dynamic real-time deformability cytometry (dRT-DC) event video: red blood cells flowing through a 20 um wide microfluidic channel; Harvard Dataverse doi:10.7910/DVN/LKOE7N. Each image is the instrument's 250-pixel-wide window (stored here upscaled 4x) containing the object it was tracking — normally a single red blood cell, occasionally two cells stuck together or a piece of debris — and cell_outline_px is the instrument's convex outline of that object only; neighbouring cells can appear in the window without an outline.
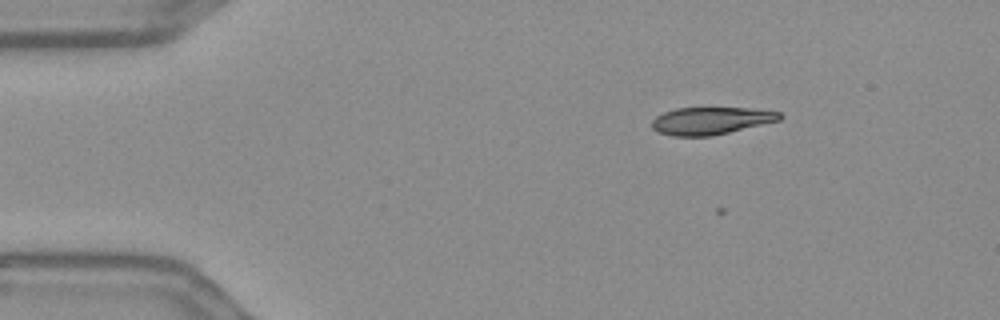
{"species": "Egyptian fruit bat (a non-hibernating species)", "species_latin": "Rousettus aegyptiacus", "temperature_condition": "warm", "stored_images_in_passage": 52, "camera_frame_rate_fps": 3000, "um_per_image_px": 0.085, "frame": {"image": 1, "passage_image": 4, "time_ms": 1.0, "image_size_px": [1000, 320], "cell_outline_px": [[784, 116], [780, 120], [712, 136], [672, 136], [656, 132], [652, 128], [652, 120], [656, 116], [664, 112], [676, 108], [752, 108], [780, 112]], "centroid_in_image_um": [60.41, 10.26], "position_along_channel_um": 24.6, "area_um2": 20.46}}
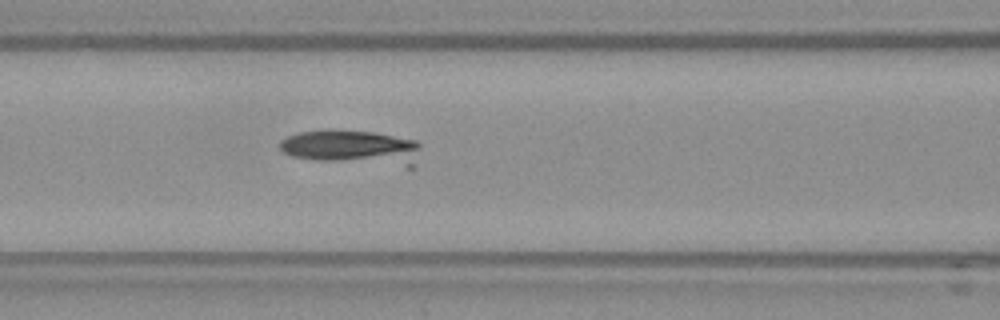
{"frame": {"image": 2, "passage_image": 19, "time_ms": 6.0, "image_size_px": [1000, 320], "cell_outline_px": [[420, 148], [412, 168], [408, 168], [316, 160], [292, 156], [284, 152], [280, 148], [280, 140], [288, 136], [300, 132], [328, 128], [332, 128], [372, 132], [416, 140], [420, 144]], "centroid_in_image_um": [29.95, 12.54], "position_along_channel_um": 136.7, "area_um2": 29.13}}
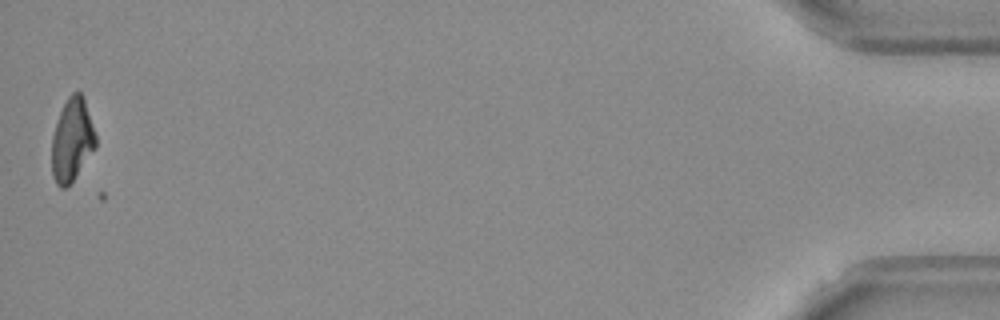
{"frame": {"image": 3, "passage_image": 51, "time_ms": 16.667, "image_size_px": [1000, 320], "cell_outline_px": [[96, 148], [68, 188], [60, 188], [56, 184], [52, 176], [52, 136], [60, 112], [68, 96], [72, 92], [80, 92], [84, 96], [96, 136]], "centroid_in_image_um": [6.13, 11.93], "position_along_channel_um": 429.1, "area_um2": 21.44}}